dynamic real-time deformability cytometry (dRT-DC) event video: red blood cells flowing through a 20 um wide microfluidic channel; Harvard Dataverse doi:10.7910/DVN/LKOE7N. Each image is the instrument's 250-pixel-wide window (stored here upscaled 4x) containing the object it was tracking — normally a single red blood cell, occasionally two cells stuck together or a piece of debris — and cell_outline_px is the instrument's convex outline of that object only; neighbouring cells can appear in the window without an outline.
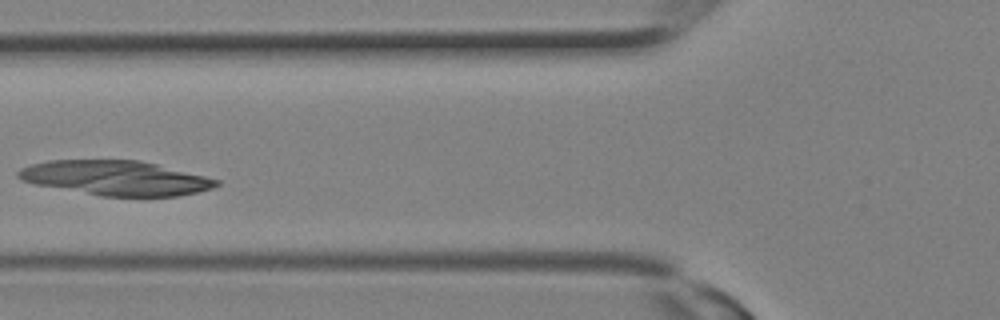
{"species": "Egyptian fruit bat (a non-hibernating species)", "species_latin": "Rousettus aegyptiacus", "temperature_condition": "room temperature", "stored_images_in_passage": 8, "camera_frame_rate_fps": 3000, "um_per_image_px": 0.085, "animal": {"sex": "female"}, "frame": {"image": 1, "passage_image": 7, "time_ms": 2.0, "image_size_px": [1000, 320], "cell_outline_px": [[220, 184], [212, 188], [180, 196], [100, 196], [36, 184], [20, 180], [16, 176], [16, 172], [20, 168], [32, 164], [48, 160], [140, 160], [220, 180]], "centroid_in_image_um": [9.8, 15.13], "position_along_channel_um": 116.0, "area_um2": 39.82}}